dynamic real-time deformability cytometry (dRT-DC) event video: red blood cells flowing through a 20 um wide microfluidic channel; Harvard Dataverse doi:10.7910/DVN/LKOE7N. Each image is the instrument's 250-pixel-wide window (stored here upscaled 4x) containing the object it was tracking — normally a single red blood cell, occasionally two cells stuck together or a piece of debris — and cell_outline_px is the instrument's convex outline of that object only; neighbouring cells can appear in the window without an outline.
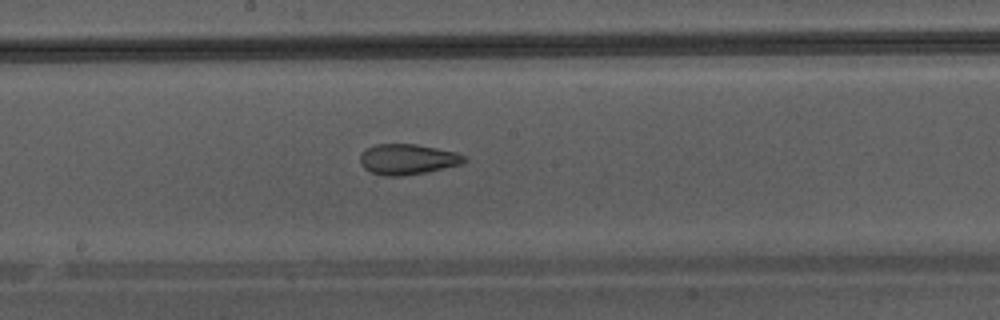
{"species": "Egyptian fruit bat (a non-hibernating species)", "species_latin": "Rousettus aegyptiacus", "temperature_condition": "warm", "stored_images_in_passage": 36, "camera_frame_rate_fps": 3000, "um_per_image_px": 0.085, "animal": {"sex": "male"}, "frame": {"image": 1, "passage_image": 16, "time_ms": 5.0, "image_size_px": [1000, 320], "cell_outline_px": [[468, 160], [464, 164], [428, 172], [400, 176], [384, 176], [372, 172], [364, 168], [360, 164], [360, 156], [368, 148], [376, 144], [416, 144], [456, 152], [464, 156]], "centroid_in_image_um": [34.68, 13.55], "position_along_channel_um": 213.5, "area_um2": 18.55}}